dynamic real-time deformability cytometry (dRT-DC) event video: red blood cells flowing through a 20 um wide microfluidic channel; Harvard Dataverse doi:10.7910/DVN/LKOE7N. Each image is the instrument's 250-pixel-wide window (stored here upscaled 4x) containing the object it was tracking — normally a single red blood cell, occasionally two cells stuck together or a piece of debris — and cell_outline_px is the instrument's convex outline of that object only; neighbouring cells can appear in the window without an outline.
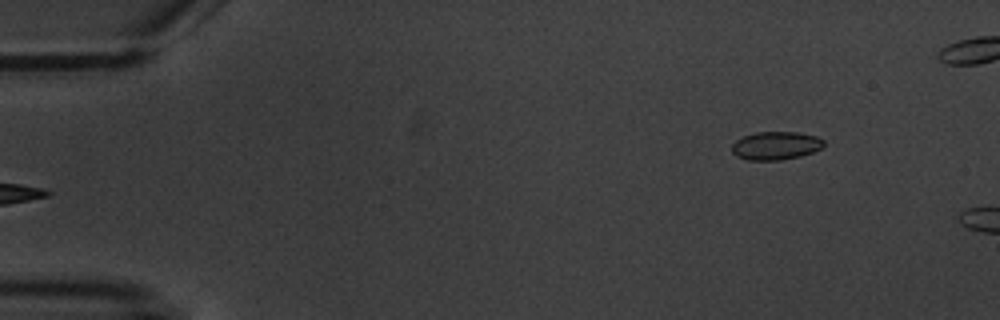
{"species": "common noctule bat (a hibernating species)", "species_latin": "Nyctalus noctula", "temperature_condition": "warm", "stored_images_in_passage": 4, "segment_of_instrument_passage": [2, 2], "camera_frame_rate_fps": 3000, "um_per_image_px": 0.085, "animal": {"sex": "male", "body_mass_g": 20.1, "forearm_length_mm": 53.5}, "frame": {"image": 1, "passage_image": 4, "time_ms": 4.667, "image_size_px": [1000, 320], "cell_outline_px": [[824, 144], [820, 148], [812, 152], [800, 156], [780, 160], [748, 160], [736, 156], [732, 152], [732, 144], [736, 140], [744, 136], [756, 132], [796, 132], [816, 136], [824, 140]], "centroid_in_image_um": [65.92, 12.38], "position_along_channel_um": 19.1, "area_um2": 15.03}}